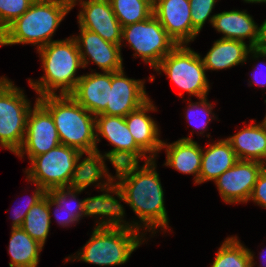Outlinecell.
<instances>
[{"label":"cell","instance_id":"obj_39","mask_svg":"<svg viewBox=\"0 0 266 267\" xmlns=\"http://www.w3.org/2000/svg\"><path fill=\"white\" fill-rule=\"evenodd\" d=\"M263 252H264V253H263ZM263 252H260L259 254H260V258H261V259H264V261H265V260H266V256H265V255H266V250H265V251L263 250ZM263 254H264V255H263ZM264 256H265V257H264ZM261 259H260V260H261ZM262 262H263V261H262ZM265 262H266V261H265ZM261 267H262V266H261ZM263 267H266V263L264 264Z\"/></svg>","mask_w":266,"mask_h":267},{"label":"cell","instance_id":"obj_19","mask_svg":"<svg viewBox=\"0 0 266 267\" xmlns=\"http://www.w3.org/2000/svg\"><path fill=\"white\" fill-rule=\"evenodd\" d=\"M150 111H156L153 101L149 99L138 109L130 112L125 121L136 144L149 155L151 159H157L158 152L161 151L162 140L160 129L154 119L148 114Z\"/></svg>","mask_w":266,"mask_h":267},{"label":"cell","instance_id":"obj_1","mask_svg":"<svg viewBox=\"0 0 266 267\" xmlns=\"http://www.w3.org/2000/svg\"><path fill=\"white\" fill-rule=\"evenodd\" d=\"M155 162L156 159H151L142 166L136 162L114 167L116 170L114 181L125 196V203L139 219L131 223L139 231L143 228L145 235L148 231L154 236L158 232L157 228L166 232L170 227L164 204V191Z\"/></svg>","mask_w":266,"mask_h":267},{"label":"cell","instance_id":"obj_13","mask_svg":"<svg viewBox=\"0 0 266 267\" xmlns=\"http://www.w3.org/2000/svg\"><path fill=\"white\" fill-rule=\"evenodd\" d=\"M79 5V28L97 33L102 39L113 44L122 43V26L117 20L109 0H74L72 9Z\"/></svg>","mask_w":266,"mask_h":267},{"label":"cell","instance_id":"obj_38","mask_svg":"<svg viewBox=\"0 0 266 267\" xmlns=\"http://www.w3.org/2000/svg\"><path fill=\"white\" fill-rule=\"evenodd\" d=\"M260 26V41L257 48L266 52V19Z\"/></svg>","mask_w":266,"mask_h":267},{"label":"cell","instance_id":"obj_7","mask_svg":"<svg viewBox=\"0 0 266 267\" xmlns=\"http://www.w3.org/2000/svg\"><path fill=\"white\" fill-rule=\"evenodd\" d=\"M153 70L159 74L161 71L165 73L170 81L189 96L199 99L208 95L210 84L201 55L187 44L177 45Z\"/></svg>","mask_w":266,"mask_h":267},{"label":"cell","instance_id":"obj_14","mask_svg":"<svg viewBox=\"0 0 266 267\" xmlns=\"http://www.w3.org/2000/svg\"><path fill=\"white\" fill-rule=\"evenodd\" d=\"M190 11L189 0H153V14L177 45H189L199 34Z\"/></svg>","mask_w":266,"mask_h":267},{"label":"cell","instance_id":"obj_33","mask_svg":"<svg viewBox=\"0 0 266 267\" xmlns=\"http://www.w3.org/2000/svg\"><path fill=\"white\" fill-rule=\"evenodd\" d=\"M218 0H189L192 26L200 33L207 19L212 25L215 15H211Z\"/></svg>","mask_w":266,"mask_h":267},{"label":"cell","instance_id":"obj_41","mask_svg":"<svg viewBox=\"0 0 266 267\" xmlns=\"http://www.w3.org/2000/svg\"><path fill=\"white\" fill-rule=\"evenodd\" d=\"M246 3H251L253 0H243Z\"/></svg>","mask_w":266,"mask_h":267},{"label":"cell","instance_id":"obj_26","mask_svg":"<svg viewBox=\"0 0 266 267\" xmlns=\"http://www.w3.org/2000/svg\"><path fill=\"white\" fill-rule=\"evenodd\" d=\"M8 253L9 267H38L43 246L35 241L22 227L12 228Z\"/></svg>","mask_w":266,"mask_h":267},{"label":"cell","instance_id":"obj_27","mask_svg":"<svg viewBox=\"0 0 266 267\" xmlns=\"http://www.w3.org/2000/svg\"><path fill=\"white\" fill-rule=\"evenodd\" d=\"M254 258L251 249L246 248L236 235L230 236L217 250L211 267H255Z\"/></svg>","mask_w":266,"mask_h":267},{"label":"cell","instance_id":"obj_30","mask_svg":"<svg viewBox=\"0 0 266 267\" xmlns=\"http://www.w3.org/2000/svg\"><path fill=\"white\" fill-rule=\"evenodd\" d=\"M114 195L117 196V199ZM120 201L126 202L121 189L117 187L104 201L102 209V227H122L136 229L132 223L124 220L125 209Z\"/></svg>","mask_w":266,"mask_h":267},{"label":"cell","instance_id":"obj_15","mask_svg":"<svg viewBox=\"0 0 266 267\" xmlns=\"http://www.w3.org/2000/svg\"><path fill=\"white\" fill-rule=\"evenodd\" d=\"M144 83V79L128 78L123 69L112 72L109 102L102 114L126 117L130 112L141 107L150 99Z\"/></svg>","mask_w":266,"mask_h":267},{"label":"cell","instance_id":"obj_35","mask_svg":"<svg viewBox=\"0 0 266 267\" xmlns=\"http://www.w3.org/2000/svg\"><path fill=\"white\" fill-rule=\"evenodd\" d=\"M34 185L35 190L33 191L32 197L27 200V202L24 204V207L22 206V209L21 207L14 208V213L12 214V228L22 227L27 212L32 208L33 205H35L46 195V191L43 188L37 184Z\"/></svg>","mask_w":266,"mask_h":267},{"label":"cell","instance_id":"obj_25","mask_svg":"<svg viewBox=\"0 0 266 267\" xmlns=\"http://www.w3.org/2000/svg\"><path fill=\"white\" fill-rule=\"evenodd\" d=\"M81 192L83 191L73 190L68 187L53 188L46 192V194L49 196V207H56L54 217L60 226H72L74 223L76 225V223L79 222L82 217H84V199L79 200L77 198V195ZM70 203L74 204L70 205ZM63 213L66 216H62Z\"/></svg>","mask_w":266,"mask_h":267},{"label":"cell","instance_id":"obj_2","mask_svg":"<svg viewBox=\"0 0 266 267\" xmlns=\"http://www.w3.org/2000/svg\"><path fill=\"white\" fill-rule=\"evenodd\" d=\"M37 53L44 76L36 81L28 78L30 87L39 97L57 95L58 92L59 95H70L81 78V75L75 76L78 68H84L73 35L64 40H54L38 49Z\"/></svg>","mask_w":266,"mask_h":267},{"label":"cell","instance_id":"obj_4","mask_svg":"<svg viewBox=\"0 0 266 267\" xmlns=\"http://www.w3.org/2000/svg\"><path fill=\"white\" fill-rule=\"evenodd\" d=\"M38 102L51 114L61 144L80 152L98 149L95 116L71 95H46Z\"/></svg>","mask_w":266,"mask_h":267},{"label":"cell","instance_id":"obj_8","mask_svg":"<svg viewBox=\"0 0 266 267\" xmlns=\"http://www.w3.org/2000/svg\"><path fill=\"white\" fill-rule=\"evenodd\" d=\"M80 151L63 144L45 154L33 157L31 167L25 169L26 180L46 192L53 188L68 187Z\"/></svg>","mask_w":266,"mask_h":267},{"label":"cell","instance_id":"obj_3","mask_svg":"<svg viewBox=\"0 0 266 267\" xmlns=\"http://www.w3.org/2000/svg\"><path fill=\"white\" fill-rule=\"evenodd\" d=\"M71 10L68 0H35L0 34V46L31 44L40 49L54 41L52 37Z\"/></svg>","mask_w":266,"mask_h":267},{"label":"cell","instance_id":"obj_31","mask_svg":"<svg viewBox=\"0 0 266 267\" xmlns=\"http://www.w3.org/2000/svg\"><path fill=\"white\" fill-rule=\"evenodd\" d=\"M187 101L189 105L185 109L186 120L189 122V125H193L192 127H195V129L201 130L200 132L197 131V134L203 135L205 130H208V123L212 122L211 120H214V118L217 119L214 112L212 113L214 104H211L207 97L199 98V102L193 103L191 99Z\"/></svg>","mask_w":266,"mask_h":267},{"label":"cell","instance_id":"obj_10","mask_svg":"<svg viewBox=\"0 0 266 267\" xmlns=\"http://www.w3.org/2000/svg\"><path fill=\"white\" fill-rule=\"evenodd\" d=\"M96 142L105 138L114 147L104 155L113 167L125 164L149 161L151 158L134 141L126 124L125 117L100 114L95 117ZM101 136V137H100Z\"/></svg>","mask_w":266,"mask_h":267},{"label":"cell","instance_id":"obj_29","mask_svg":"<svg viewBox=\"0 0 266 267\" xmlns=\"http://www.w3.org/2000/svg\"><path fill=\"white\" fill-rule=\"evenodd\" d=\"M121 26L146 20L153 15V0H109Z\"/></svg>","mask_w":266,"mask_h":267},{"label":"cell","instance_id":"obj_20","mask_svg":"<svg viewBox=\"0 0 266 267\" xmlns=\"http://www.w3.org/2000/svg\"><path fill=\"white\" fill-rule=\"evenodd\" d=\"M105 160L109 159L99 149L80 152L68 188L84 191L91 184L98 189L107 187L114 181V176L108 172Z\"/></svg>","mask_w":266,"mask_h":267},{"label":"cell","instance_id":"obj_6","mask_svg":"<svg viewBox=\"0 0 266 267\" xmlns=\"http://www.w3.org/2000/svg\"><path fill=\"white\" fill-rule=\"evenodd\" d=\"M23 91L7 77H0V147L14 154L23 144L32 109Z\"/></svg>","mask_w":266,"mask_h":267},{"label":"cell","instance_id":"obj_11","mask_svg":"<svg viewBox=\"0 0 266 267\" xmlns=\"http://www.w3.org/2000/svg\"><path fill=\"white\" fill-rule=\"evenodd\" d=\"M60 144L53 118L38 102L37 97L27 118L23 144L15 155L22 159L24 154H27V158L31 160L33 157L45 154Z\"/></svg>","mask_w":266,"mask_h":267},{"label":"cell","instance_id":"obj_36","mask_svg":"<svg viewBox=\"0 0 266 267\" xmlns=\"http://www.w3.org/2000/svg\"><path fill=\"white\" fill-rule=\"evenodd\" d=\"M249 201L266 208V167L259 174Z\"/></svg>","mask_w":266,"mask_h":267},{"label":"cell","instance_id":"obj_23","mask_svg":"<svg viewBox=\"0 0 266 267\" xmlns=\"http://www.w3.org/2000/svg\"><path fill=\"white\" fill-rule=\"evenodd\" d=\"M251 120L240 131L226 139L231 143L238 160L257 161L266 165V123Z\"/></svg>","mask_w":266,"mask_h":267},{"label":"cell","instance_id":"obj_18","mask_svg":"<svg viewBox=\"0 0 266 267\" xmlns=\"http://www.w3.org/2000/svg\"><path fill=\"white\" fill-rule=\"evenodd\" d=\"M91 72L81 75L70 95L96 117L106 110L109 102L112 72Z\"/></svg>","mask_w":266,"mask_h":267},{"label":"cell","instance_id":"obj_37","mask_svg":"<svg viewBox=\"0 0 266 267\" xmlns=\"http://www.w3.org/2000/svg\"><path fill=\"white\" fill-rule=\"evenodd\" d=\"M262 62H260V64H261ZM255 68L253 69V74L250 76V79L251 80H249V85L248 86H251V85H253L254 86V84H256V86H259V87H261V89L263 90V87L265 88L266 87V78H264L263 80H260V77L258 78V76H257V74L258 73H256L257 71L256 70H258L259 69V67L261 68L262 67V65H259V64H256V66H254ZM256 74V75H255ZM257 76V77H256ZM265 76H266V74H265ZM266 89V88H265Z\"/></svg>","mask_w":266,"mask_h":267},{"label":"cell","instance_id":"obj_5","mask_svg":"<svg viewBox=\"0 0 266 267\" xmlns=\"http://www.w3.org/2000/svg\"><path fill=\"white\" fill-rule=\"evenodd\" d=\"M144 234L137 229L94 227L86 244L73 255L74 257L70 255L64 262L77 259L99 266L126 264L133 251L146 240Z\"/></svg>","mask_w":266,"mask_h":267},{"label":"cell","instance_id":"obj_24","mask_svg":"<svg viewBox=\"0 0 266 267\" xmlns=\"http://www.w3.org/2000/svg\"><path fill=\"white\" fill-rule=\"evenodd\" d=\"M205 147L202 148L199 185L206 181H215L238 161L227 139H218Z\"/></svg>","mask_w":266,"mask_h":267},{"label":"cell","instance_id":"obj_21","mask_svg":"<svg viewBox=\"0 0 266 267\" xmlns=\"http://www.w3.org/2000/svg\"><path fill=\"white\" fill-rule=\"evenodd\" d=\"M212 27L218 33H222L224 39L239 40L245 42L249 39V46L257 48L260 41L261 26L255 23L252 15L246 10L223 11L214 14Z\"/></svg>","mask_w":266,"mask_h":267},{"label":"cell","instance_id":"obj_40","mask_svg":"<svg viewBox=\"0 0 266 267\" xmlns=\"http://www.w3.org/2000/svg\"><path fill=\"white\" fill-rule=\"evenodd\" d=\"M251 3H266V0H253Z\"/></svg>","mask_w":266,"mask_h":267},{"label":"cell","instance_id":"obj_9","mask_svg":"<svg viewBox=\"0 0 266 267\" xmlns=\"http://www.w3.org/2000/svg\"><path fill=\"white\" fill-rule=\"evenodd\" d=\"M124 40L135 51L133 56L140 57L153 69L177 46L154 14L144 21L122 27L123 43Z\"/></svg>","mask_w":266,"mask_h":267},{"label":"cell","instance_id":"obj_17","mask_svg":"<svg viewBox=\"0 0 266 267\" xmlns=\"http://www.w3.org/2000/svg\"><path fill=\"white\" fill-rule=\"evenodd\" d=\"M252 59L266 58V52L252 48L246 42L219 38L201 59L206 70H224L247 62L250 55Z\"/></svg>","mask_w":266,"mask_h":267},{"label":"cell","instance_id":"obj_32","mask_svg":"<svg viewBox=\"0 0 266 267\" xmlns=\"http://www.w3.org/2000/svg\"><path fill=\"white\" fill-rule=\"evenodd\" d=\"M35 0H0V34L24 14Z\"/></svg>","mask_w":266,"mask_h":267},{"label":"cell","instance_id":"obj_28","mask_svg":"<svg viewBox=\"0 0 266 267\" xmlns=\"http://www.w3.org/2000/svg\"><path fill=\"white\" fill-rule=\"evenodd\" d=\"M51 207L46 194L27 212L22 228L44 247L51 227Z\"/></svg>","mask_w":266,"mask_h":267},{"label":"cell","instance_id":"obj_34","mask_svg":"<svg viewBox=\"0 0 266 267\" xmlns=\"http://www.w3.org/2000/svg\"><path fill=\"white\" fill-rule=\"evenodd\" d=\"M118 187V184L113 181L110 183L107 187H103L100 189L103 193L94 197H87L84 198V217H96V220L99 219L97 224H95V227H102V209H103V201L112 193L116 188Z\"/></svg>","mask_w":266,"mask_h":267},{"label":"cell","instance_id":"obj_16","mask_svg":"<svg viewBox=\"0 0 266 267\" xmlns=\"http://www.w3.org/2000/svg\"><path fill=\"white\" fill-rule=\"evenodd\" d=\"M79 35H73L84 68L95 63L102 72H116L123 69L121 45L113 44L102 39L97 33L79 28Z\"/></svg>","mask_w":266,"mask_h":267},{"label":"cell","instance_id":"obj_22","mask_svg":"<svg viewBox=\"0 0 266 267\" xmlns=\"http://www.w3.org/2000/svg\"><path fill=\"white\" fill-rule=\"evenodd\" d=\"M190 136L183 137L173 143L162 142L161 150L166 151L165 166H169L183 174H193L194 184H199V174L202 159V147Z\"/></svg>","mask_w":266,"mask_h":267},{"label":"cell","instance_id":"obj_12","mask_svg":"<svg viewBox=\"0 0 266 267\" xmlns=\"http://www.w3.org/2000/svg\"><path fill=\"white\" fill-rule=\"evenodd\" d=\"M265 167L257 161L238 160L214 181L222 200L227 204L248 203L257 178Z\"/></svg>","mask_w":266,"mask_h":267}]
</instances>
